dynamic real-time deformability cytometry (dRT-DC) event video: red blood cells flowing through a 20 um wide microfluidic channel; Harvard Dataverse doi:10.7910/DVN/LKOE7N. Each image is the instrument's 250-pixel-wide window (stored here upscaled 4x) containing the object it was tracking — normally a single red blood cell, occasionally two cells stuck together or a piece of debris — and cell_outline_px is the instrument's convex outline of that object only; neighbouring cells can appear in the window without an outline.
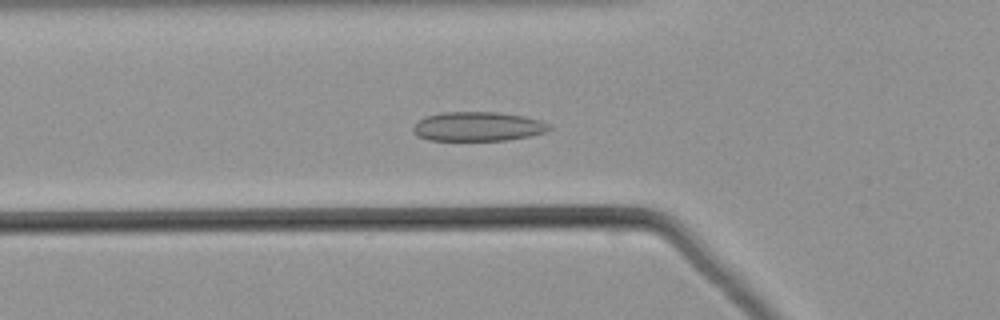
{"species": "common noctule bat (a hibernating species)", "species_latin": "Nyctalus noctula", "temperature_condition": "warm", "stored_images_in_passage": 52, "camera_frame_rate_fps": 3000, "um_per_image_px": 0.085, "animal": {"sex": "male", "body_mass_g": 21.5, "forearm_length_mm": 52.0}, "frame": {"image": 1, "passage_image": 18, "time_ms": 5.667, "image_size_px": [1000, 320], "cell_outline_px": [[552, 128], [544, 132], [532, 136], [508, 140], [428, 140], [412, 132], [412, 128], [424, 116], [440, 112], [496, 112], [524, 116], [540, 120], [548, 124]], "centroid_in_image_um": [40.62, 10.75], "position_along_channel_um": 85.2, "area_um2": 23.24}}
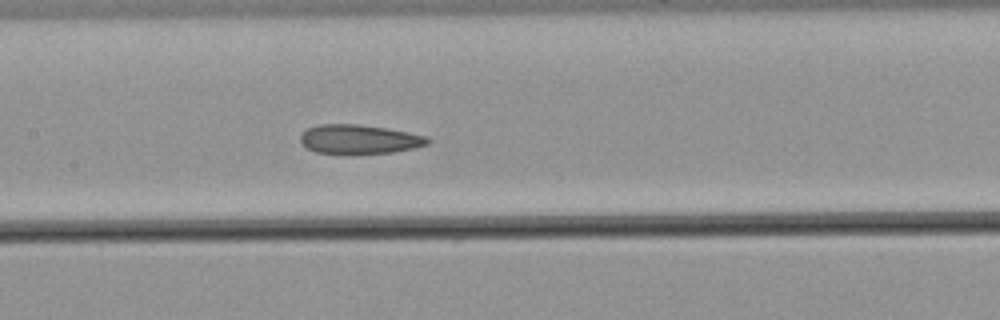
{"frame": {"image": 2, "passage_image": 25, "time_ms": 8.0, "image_size_px": [1000, 320], "cell_outline_px": [[432, 140], [428, 144], [412, 148], [392, 152], [352, 156], [344, 156], [316, 152], [308, 148], [300, 140], [300, 136], [308, 128], [320, 124], [356, 124], [384, 128], [408, 132], [424, 136]], "centroid_in_image_um": [30.51, 11.88], "position_along_channel_um": 176.9, "area_um2": 22.02}}
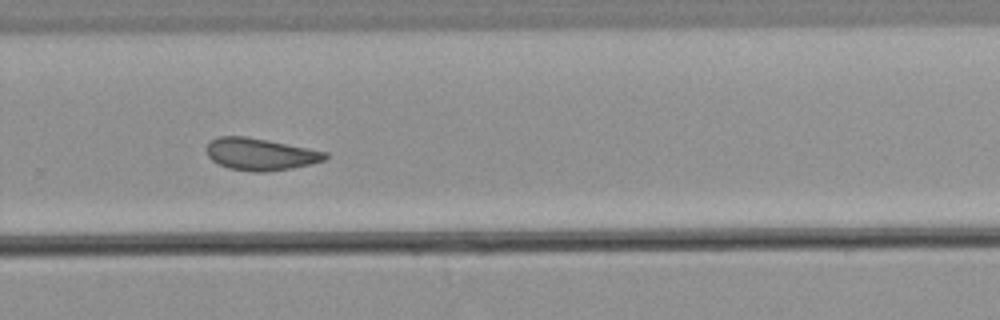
{"frame": {"image": 3, "passage_image": 35, "time_ms": 11.333, "image_size_px": [1000, 320], "cell_outline_px": [[328, 156], [324, 160], [292, 168], [264, 172], [252, 172], [228, 168], [212, 160], [208, 156], [208, 144], [212, 140], [220, 136], [244, 136], [268, 140], [328, 152]], "centroid_in_image_um": [22.14, 13.11], "position_along_channel_um": 307.7, "area_um2": 21.91}}